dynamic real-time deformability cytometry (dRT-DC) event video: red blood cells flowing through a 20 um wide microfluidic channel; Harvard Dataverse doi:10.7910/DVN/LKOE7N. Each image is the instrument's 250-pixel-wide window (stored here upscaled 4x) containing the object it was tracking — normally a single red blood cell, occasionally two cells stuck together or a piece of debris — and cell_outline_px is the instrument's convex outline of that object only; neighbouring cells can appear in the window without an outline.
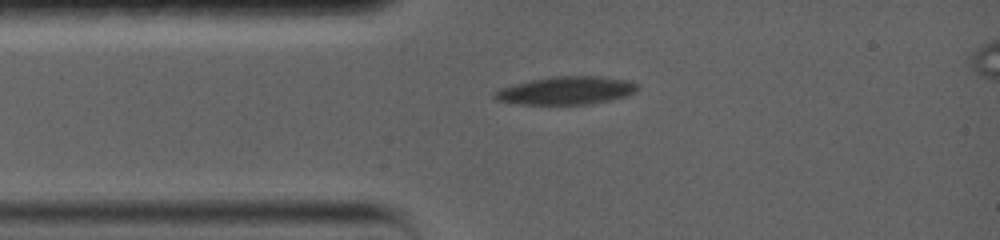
{"species": "common noctule bat (a hibernating species)", "species_latin": "Nyctalus noctula", "temperature_condition": "warm", "stored_images_in_passage": 13, "camera_frame_rate_fps": 5000, "um_per_image_px": 0.085, "animal": {"sex": "female", "body_mass_g": 19.0, "forearm_length_mm": 56.7}, "frame": {"image": 1, "passage_image": 1, "time_ms": 0.0, "image_size_px": [1000, 240], "cell_outline_px": [[640, 88], [636, 92], [628, 96], [588, 104], [520, 104], [496, 100], [492, 96], [500, 88], [532, 80], [552, 76], [600, 76], [628, 80], [640, 84]], "centroid_in_image_um": [48.2, 7.69], "position_along_channel_um": 36.8, "area_um2": 23.29}}
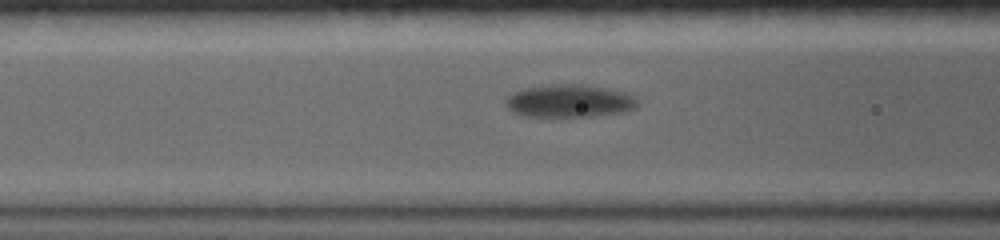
{"frame": {"image": 2, "passage_image": 8, "time_ms": 2.6, "image_size_px": [1000, 240], "cell_outline_px": [[636, 104], [632, 108], [620, 112], [592, 116], [528, 116], [512, 112], [508, 108], [504, 100], [512, 92], [520, 88], [556, 84], [580, 84], [604, 88], [620, 92], [632, 96], [636, 100]], "centroid_in_image_um": [48.27, 8.57], "position_along_channel_um": 118.3, "area_um2": 24.68}}
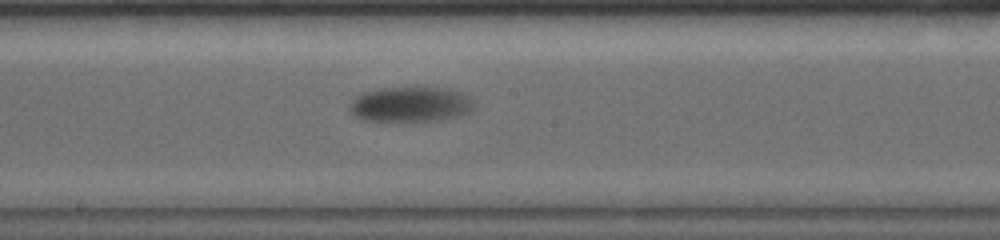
{"frame": {"image": 3, "passage_image": 13, "time_ms": 5.4, "image_size_px": [1000, 240], "cell_outline_px": [[472, 108], [460, 116], [432, 120], [360, 120], [352, 112], [352, 100], [356, 96], [364, 92], [380, 88], [444, 88], [456, 92], [464, 96], [468, 100]], "centroid_in_image_um": [34.8, 8.87], "position_along_channel_um": 213.4, "area_um2": 24.28}}